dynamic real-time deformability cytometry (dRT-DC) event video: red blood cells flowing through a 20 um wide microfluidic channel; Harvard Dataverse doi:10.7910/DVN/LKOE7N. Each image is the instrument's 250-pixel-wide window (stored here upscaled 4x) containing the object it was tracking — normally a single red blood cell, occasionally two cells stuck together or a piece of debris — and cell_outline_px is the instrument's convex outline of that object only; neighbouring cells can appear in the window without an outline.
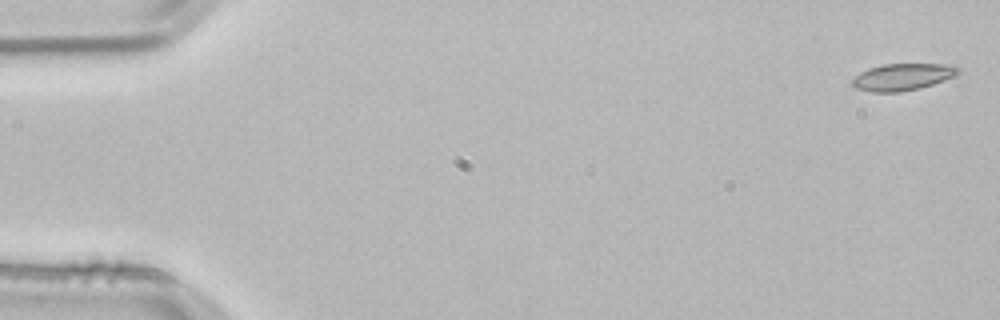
{"species": "common noctule bat (a hibernating species)", "species_latin": "Nyctalus noctula", "temperature_condition": "room temperature", "stored_images_in_passage": 3, "camera_frame_rate_fps": 3000, "um_per_image_px": 0.085, "animal": {"sex": "male", "body_mass_g": 21.5, "forearm_length_mm": 52.0}, "frame": {"image": 1, "passage_image": 1, "time_ms": 0.0, "image_size_px": [1000, 320], "cell_outline_px": [[960, 72], [956, 76], [920, 88], [900, 92], [872, 92], [856, 88], [852, 84], [852, 80], [860, 72], [868, 68], [884, 64], [956, 64], [960, 68]], "centroid_in_image_um": [76.76, 6.53], "position_along_channel_um": 8.2, "area_um2": 16.7}}
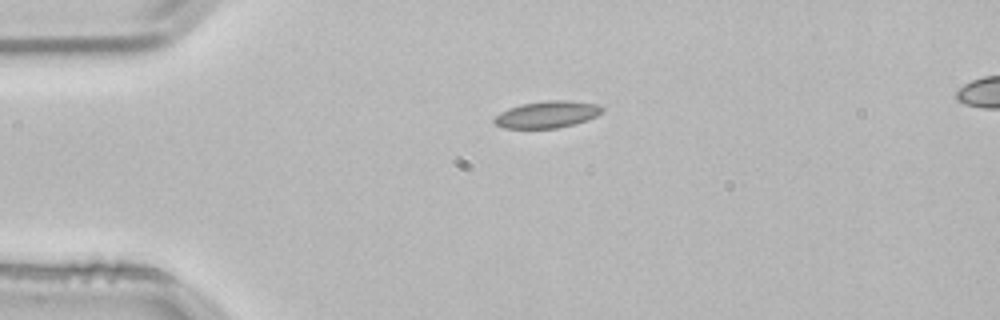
{"frame": {"image": 2, "passage_image": 3, "time_ms": 0.667, "image_size_px": [1000, 320], "cell_outline_px": [[604, 112], [588, 120], [556, 128], [504, 128], [496, 124], [492, 120], [500, 112], [508, 108], [520, 104], [548, 100], [564, 100], [600, 104], [604, 108]], "centroid_in_image_um": [46.53, 9.72], "position_along_channel_um": 38.5, "area_um2": 16.94}}